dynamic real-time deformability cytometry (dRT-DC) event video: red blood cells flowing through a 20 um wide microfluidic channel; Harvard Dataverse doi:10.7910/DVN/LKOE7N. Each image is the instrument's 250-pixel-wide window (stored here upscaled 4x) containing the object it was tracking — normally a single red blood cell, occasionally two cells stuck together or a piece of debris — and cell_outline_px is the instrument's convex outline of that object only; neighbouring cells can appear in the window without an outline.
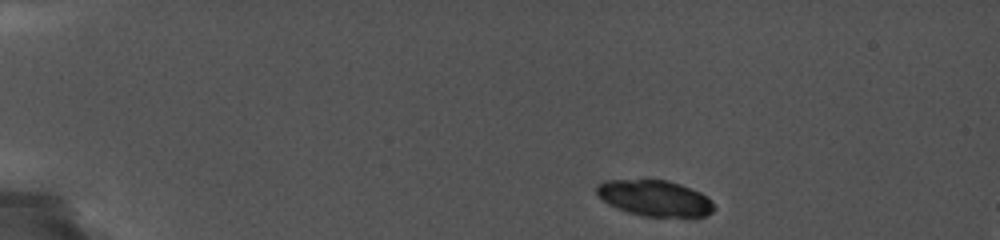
{"species": "common noctule bat (a hibernating species)", "species_latin": "Nyctalus noctula", "temperature_condition": "cold", "stored_images_in_passage": 8, "camera_frame_rate_fps": 5000, "um_per_image_px": 0.085, "animal": {"sex": "female", "body_mass_g": 19.0, "forearm_length_mm": 56.7}, "frame": {"image": 1, "passage_image": 1, "time_ms": 0.0, "image_size_px": [1000, 240], "cell_outline_px": [[716, 208], [712, 212], [696, 220], [644, 216], [628, 212], [616, 208], [608, 204], [596, 192], [596, 184], [604, 180], [668, 180], [680, 184], [700, 192], [708, 196], [712, 200]], "centroid_in_image_um": [55.74, 16.89], "position_along_channel_um": 29.3, "area_um2": 25.43}}